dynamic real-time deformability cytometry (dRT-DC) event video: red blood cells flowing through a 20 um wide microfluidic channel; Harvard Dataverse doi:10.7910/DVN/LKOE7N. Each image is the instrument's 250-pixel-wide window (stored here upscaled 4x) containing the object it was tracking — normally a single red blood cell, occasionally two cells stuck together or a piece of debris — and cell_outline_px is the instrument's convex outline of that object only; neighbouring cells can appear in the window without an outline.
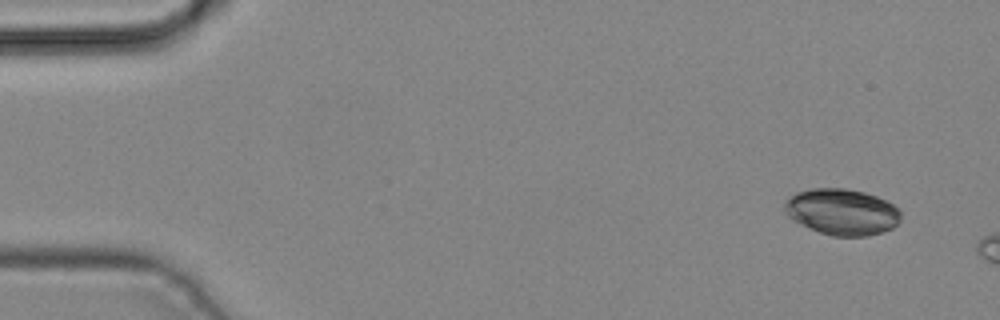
{"species": "common noctule bat (a hibernating species)", "species_latin": "Nyctalus noctula", "temperature_condition": "cold", "stored_images_in_passage": 3, "camera_frame_rate_fps": 3000, "um_per_image_px": 0.085, "animal": {"sex": "male", "body_mass_g": 19.2, "forearm_length_mm": 51.8}, "frame": {"image": 1, "passage_image": 1, "time_ms": 0.0, "image_size_px": [1000, 320], "cell_outline_px": [[900, 220], [892, 228], [868, 236], [832, 236], [820, 232], [792, 220], [784, 212], [784, 200], [788, 196], [796, 192], [812, 188], [848, 188], [864, 192], [876, 196], [900, 208]], "centroid_in_image_um": [71.53, 17.99], "position_along_channel_um": 13.5, "area_um2": 31.44}}